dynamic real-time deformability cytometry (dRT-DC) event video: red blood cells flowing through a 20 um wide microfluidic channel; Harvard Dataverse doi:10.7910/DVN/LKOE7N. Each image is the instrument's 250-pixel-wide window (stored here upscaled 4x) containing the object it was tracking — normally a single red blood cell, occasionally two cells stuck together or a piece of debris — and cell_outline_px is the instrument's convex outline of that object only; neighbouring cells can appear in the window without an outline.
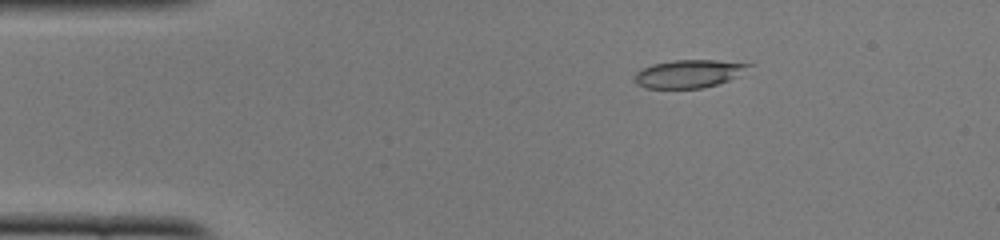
{"species": "common noctule bat (a hibernating species)", "species_latin": "Nyctalus noctula", "temperature_condition": "cold", "stored_images_in_passage": 43, "camera_frame_rate_fps": 3000, "um_per_image_px": 0.085, "animal": {"sex": "female", "body_mass_g": 22.0, "forearm_length_mm": 56.7}, "frame": {"image": 1, "passage_image": 1, "time_ms": 0.0, "image_size_px": [1000, 240], "cell_outline_px": [[756, 64], [736, 76], [728, 80], [716, 84], [700, 88], [644, 88], [636, 84], [636, 72], [652, 64], [672, 60], [716, 60]], "centroid_in_image_um": [58.55, 6.26], "position_along_channel_um": 26.4, "area_um2": 18.44}}
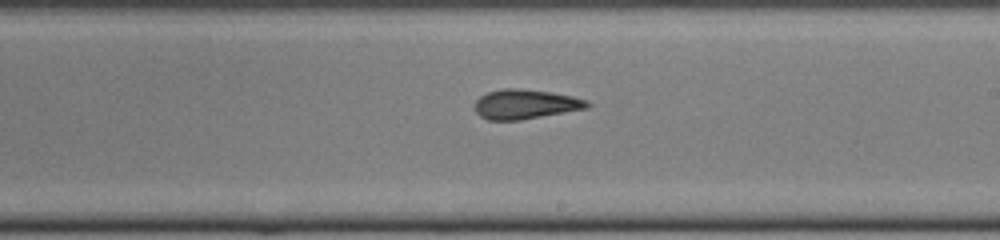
{"frame": {"image": 2, "passage_image": 22, "time_ms": 7.0, "image_size_px": [1000, 240], "cell_outline_px": [[592, 104], [588, 108], [520, 120], [488, 120], [480, 116], [476, 112], [476, 100], [480, 96], [488, 92], [504, 88], [520, 88], [548, 92], [572, 96], [588, 100]], "centroid_in_image_um": [44.67, 8.86], "position_along_channel_um": 244.3, "area_um2": 19.31}}
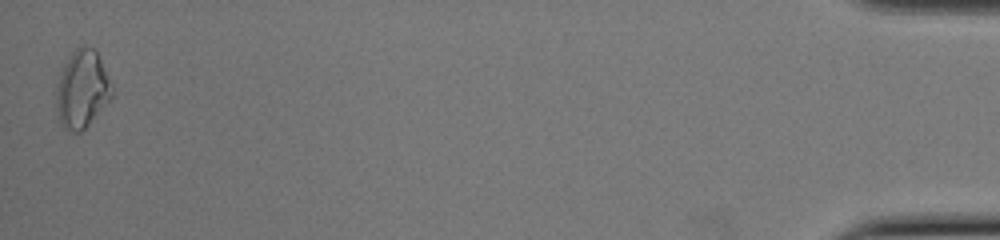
{"frame": {"image": 3, "passage_image": 43, "time_ms": 14.0, "image_size_px": [1000, 240], "cell_outline_px": [[112, 96], [88, 124], [80, 132], [72, 132], [64, 128], [60, 124], [56, 108], [56, 84], [60, 72], [64, 64], [72, 52], [80, 44], [84, 44], [92, 48], [96, 52], [112, 84]], "centroid_in_image_um": [6.94, 7.57], "position_along_channel_um": 428.3, "area_um2": 25.03}, "authors_computed_cell_mechanics": {"area_um2": 19.5364, "velocity_mm_per_s": 3.9417, "shape_relaxation_time_tau1_ms": 6.4732, "shape_relaxation_time_tau2_ms": 2.2122, "deformation_change_tau1": 0.1931, "deformation_change_tau2": 0.1043}}